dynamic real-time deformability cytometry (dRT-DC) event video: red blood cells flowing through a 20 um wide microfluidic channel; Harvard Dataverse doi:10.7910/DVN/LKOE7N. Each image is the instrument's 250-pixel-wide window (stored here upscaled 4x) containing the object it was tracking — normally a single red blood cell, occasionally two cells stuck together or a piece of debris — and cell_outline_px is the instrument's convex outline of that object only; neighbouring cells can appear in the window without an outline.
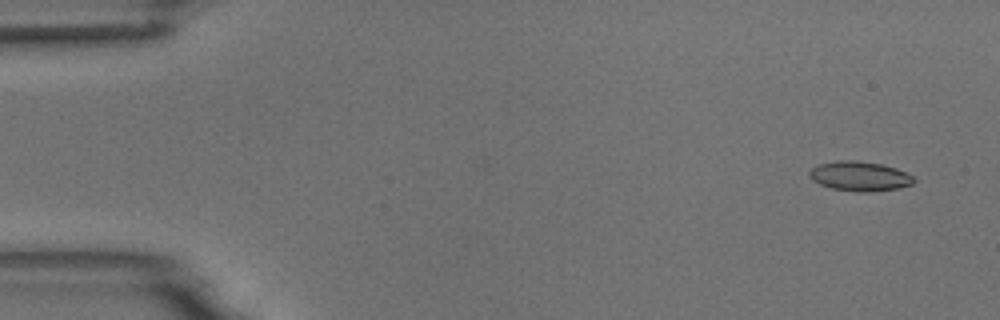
{"species": "common noctule bat (a hibernating species)", "species_latin": "Nyctalus noctula", "temperature_condition": "room temperature", "stored_images_in_passage": 5, "camera_frame_rate_fps": 3000, "um_per_image_px": 0.085, "animal": {"sex": "male", "body_mass_g": 18.8}, "frame": {"image": 1, "passage_image": 2, "time_ms": 1.0, "image_size_px": [1000, 320], "cell_outline_px": [[916, 180], [912, 184], [900, 188], [868, 192], [860, 192], [832, 188], [820, 184], [812, 180], [808, 176], [808, 172], [812, 168], [820, 164], [836, 160], [856, 160], [880, 164], [896, 168], [912, 176]], "centroid_in_image_um": [73.06, 14.97], "position_along_channel_um": 11.9, "area_um2": 17.98}}
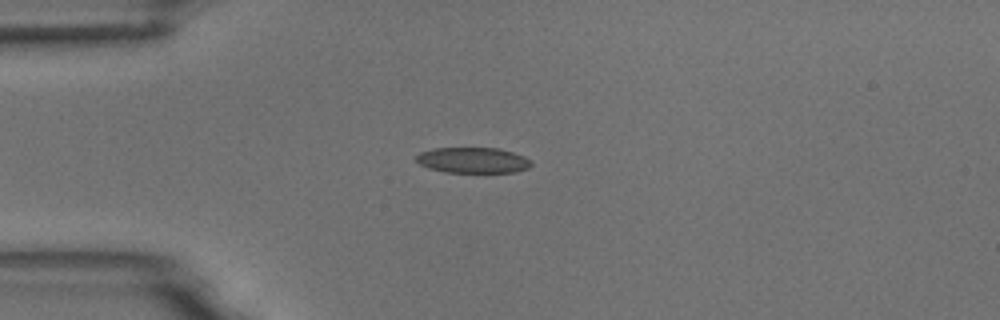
{"frame": {"image": 2, "passage_image": 5, "time_ms": 4.667, "image_size_px": [1000, 320], "cell_outline_px": [[532, 164], [528, 168], [516, 172], [444, 172], [428, 168], [420, 164], [416, 160], [416, 156], [420, 152], [432, 148], [500, 148], [524, 156]], "centroid_in_image_um": [40.17, 13.61], "position_along_channel_um": 44.8, "area_um2": 17.17}}